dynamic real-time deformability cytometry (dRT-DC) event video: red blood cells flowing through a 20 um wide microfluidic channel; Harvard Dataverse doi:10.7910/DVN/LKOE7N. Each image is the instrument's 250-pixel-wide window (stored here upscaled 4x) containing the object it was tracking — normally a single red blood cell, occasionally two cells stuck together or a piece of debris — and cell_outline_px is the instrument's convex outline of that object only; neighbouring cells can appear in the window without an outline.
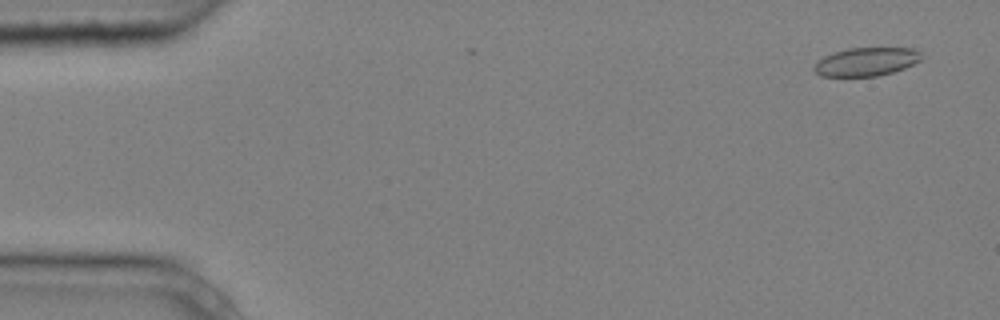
{"species": "common noctule bat (a hibernating species)", "species_latin": "Nyctalus noctula", "temperature_condition": "cold", "stored_images_in_passage": 4, "camera_frame_rate_fps": 3000, "um_per_image_px": 0.085, "animal": {"sex": "male", "body_mass_g": 20.4}, "frame": {"image": 1, "passage_image": 1, "time_ms": 0.0, "image_size_px": [1000, 320], "cell_outline_px": [[924, 56], [920, 60], [904, 68], [892, 72], [876, 76], [820, 76], [812, 68], [816, 60], [824, 56], [848, 48], [916, 48]], "centroid_in_image_um": [73.62, 5.24], "position_along_channel_um": 11.4, "area_um2": 17.8}}
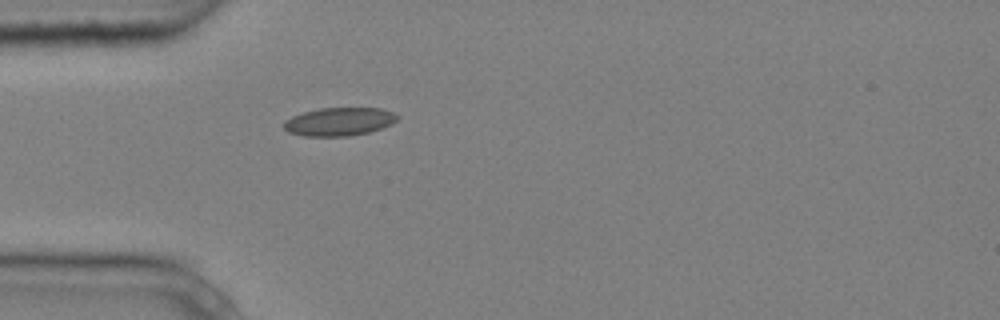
{"frame": {"image": 2, "passage_image": 4, "time_ms": 1.0, "image_size_px": [1000, 320], "cell_outline_px": [[400, 116], [392, 124], [368, 132], [348, 136], [304, 136], [288, 132], [284, 128], [284, 120], [292, 116], [304, 112], [320, 108], [380, 108], [392, 112]], "centroid_in_image_um": [28.82, 10.34], "position_along_channel_um": 56.2, "area_um2": 18.61}}